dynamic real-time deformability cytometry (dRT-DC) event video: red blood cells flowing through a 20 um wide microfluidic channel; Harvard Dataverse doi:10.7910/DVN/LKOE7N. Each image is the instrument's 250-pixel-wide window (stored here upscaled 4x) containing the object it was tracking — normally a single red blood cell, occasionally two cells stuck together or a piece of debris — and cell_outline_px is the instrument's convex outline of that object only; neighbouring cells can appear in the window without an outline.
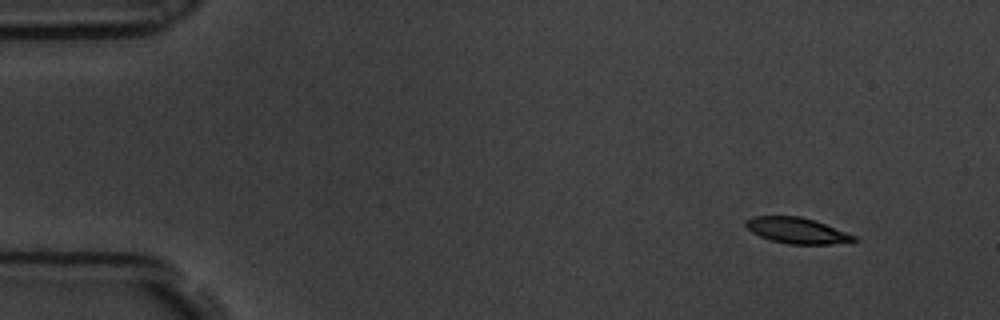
{"species": "common noctule bat (a hibernating species)", "species_latin": "Nyctalus noctula", "temperature_condition": "room temperature", "stored_images_in_passage": 3, "camera_frame_rate_fps": 3000, "um_per_image_px": 0.085, "animal": {"sex": "male", "body_mass_g": 19.5, "forearm_length_mm": 54.6}, "frame": {"image": 1, "passage_image": 1, "time_ms": 0.0, "image_size_px": [1000, 320], "cell_outline_px": [[860, 240], [832, 244], [788, 244], [772, 240], [760, 236], [752, 232], [744, 224], [744, 220], [752, 216], [800, 216], [824, 224], [856, 236]], "centroid_in_image_um": [67.71, 19.59], "position_along_channel_um": 17.3, "area_um2": 16.13}}